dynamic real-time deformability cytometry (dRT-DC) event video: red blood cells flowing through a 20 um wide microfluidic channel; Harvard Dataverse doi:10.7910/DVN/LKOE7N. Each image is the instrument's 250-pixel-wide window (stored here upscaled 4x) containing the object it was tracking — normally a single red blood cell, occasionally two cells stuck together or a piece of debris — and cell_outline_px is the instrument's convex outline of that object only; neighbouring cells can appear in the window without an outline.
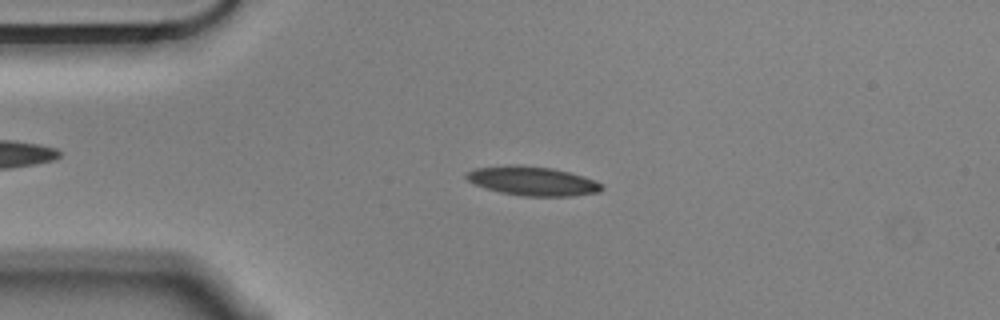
{"species": "Egyptian fruit bat (a non-hibernating species)", "species_latin": "Rousettus aegyptiacus", "temperature_condition": "cold", "stored_images_in_passage": 55, "camera_frame_rate_fps": 3000, "um_per_image_px": 0.085, "animal": {"sex": "male"}, "frame": {"image": 1, "passage_image": 12, "time_ms": 3.667, "image_size_px": [1000, 320], "cell_outline_px": [[604, 188], [600, 192], [572, 196], [524, 196], [500, 192], [476, 184], [468, 180], [464, 176], [464, 172], [476, 168], [512, 164], [520, 164], [552, 168], [584, 176], [596, 180], [604, 184]], "centroid_in_image_um": [45.3, 15.38], "position_along_channel_um": 39.7, "area_um2": 23.12}}
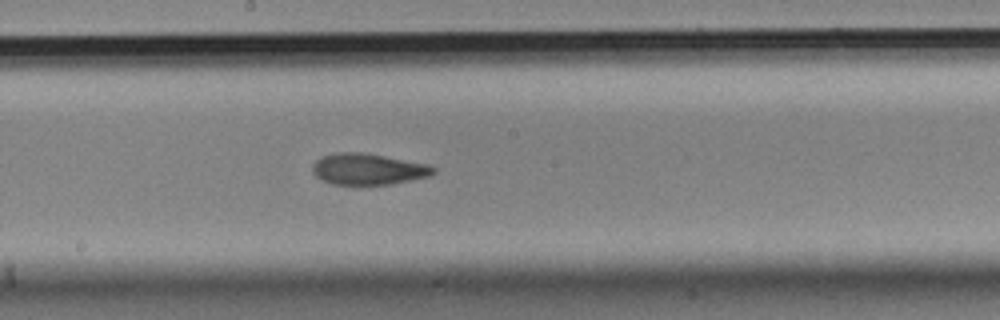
{"frame": {"image": 2, "passage_image": 29, "time_ms": 9.333, "image_size_px": [1000, 320], "cell_outline_px": [[436, 172], [432, 176], [392, 184], [360, 188], [332, 184], [320, 180], [312, 172], [312, 168], [316, 160], [320, 156], [336, 152], [360, 152], [384, 156], [428, 164], [436, 168]], "centroid_in_image_um": [31.27, 14.43], "position_along_channel_um": 216.9, "area_um2": 23.0}}
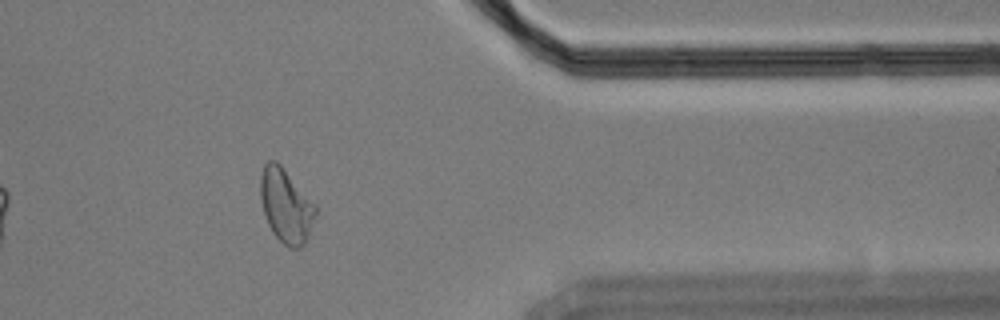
{"frame": {"image": 3, "passage_image": 45, "time_ms": 14.667, "image_size_px": [1000, 320], "cell_outline_px": [[316, 216], [308, 236], [304, 244], [300, 248], [288, 248], [272, 232], [268, 224], [264, 212], [260, 196], [260, 176], [264, 164], [268, 160], [276, 160], [280, 164], [316, 204]], "centroid_in_image_um": [24.31, 17.48], "position_along_channel_um": 387.1, "area_um2": 23.76}, "authors_computed_cell_mechanics": {"area_um2": 22.3686, "velocity_mm_per_s": 3.5372, "shape_relaxation_time_tau1_ms": 6.0886, "shape_relaxation_time_tau2_ms": 3.2754, "deformation_change_tau1": 0.1895, "deformation_change_tau2": 0.0883}}